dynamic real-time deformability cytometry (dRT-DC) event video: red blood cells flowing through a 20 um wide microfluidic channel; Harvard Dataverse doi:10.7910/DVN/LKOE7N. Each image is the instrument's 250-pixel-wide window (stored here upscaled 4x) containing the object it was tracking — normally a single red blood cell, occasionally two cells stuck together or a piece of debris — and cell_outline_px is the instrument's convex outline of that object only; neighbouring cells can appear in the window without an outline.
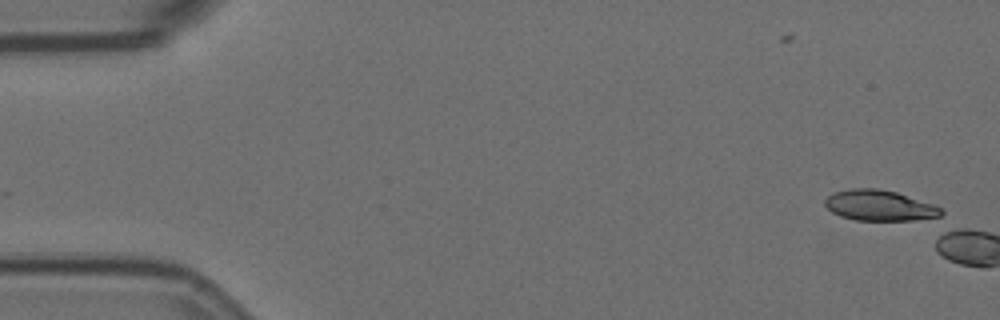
{"species": "Egyptian fruit bat (a non-hibernating species)", "species_latin": "Rousettus aegyptiacus", "temperature_condition": "room temperature", "stored_images_in_passage": 3, "camera_frame_rate_fps": 3000, "um_per_image_px": 0.085, "animal": {"sex": "female"}, "frame": {"image": 1, "passage_image": 2, "time_ms": 0.333, "image_size_px": [1000, 320], "cell_outline_px": [[944, 212], [940, 220], [856, 220], [840, 216], [832, 212], [824, 204], [824, 200], [828, 196], [836, 192], [848, 188], [880, 188], [896, 192], [936, 204]], "centroid_in_image_um": [74.86, 17.48], "position_along_channel_um": 10.1, "area_um2": 21.27}}